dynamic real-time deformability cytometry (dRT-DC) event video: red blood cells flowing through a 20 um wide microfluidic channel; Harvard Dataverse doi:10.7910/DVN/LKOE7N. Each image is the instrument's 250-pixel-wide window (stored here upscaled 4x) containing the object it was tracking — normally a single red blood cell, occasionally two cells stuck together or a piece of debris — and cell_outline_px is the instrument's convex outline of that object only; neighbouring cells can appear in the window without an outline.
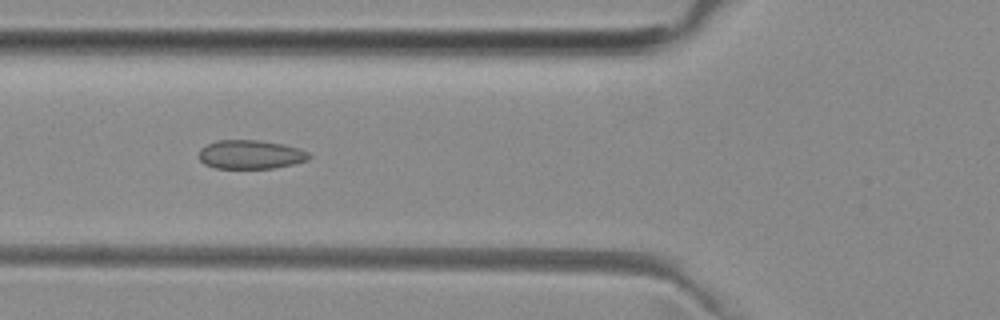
{"species": "common noctule bat (a hibernating species)", "species_latin": "Nyctalus noctula", "temperature_condition": "room temperature", "stored_images_in_passage": 52, "camera_frame_rate_fps": 3000, "um_per_image_px": 0.085, "animal": {"sex": "female", "body_mass_g": 29.2, "forearm_length_mm": 56.3}, "frame": {"image": 1, "passage_image": 19, "time_ms": 6.0, "image_size_px": [1000, 320], "cell_outline_px": [[312, 156], [308, 160], [292, 164], [272, 168], [216, 168], [204, 164], [200, 160], [200, 148], [216, 140], [256, 140], [284, 144], [308, 152]], "centroid_in_image_um": [21.29, 13.13], "position_along_channel_um": 104.5, "area_um2": 18.38}}
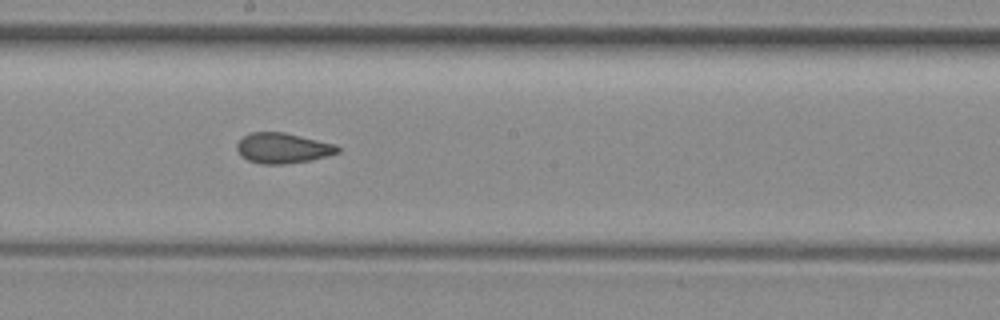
{"frame": {"image": 2, "passage_image": 28, "time_ms": 9.0, "image_size_px": [1000, 320], "cell_outline_px": [[340, 152], [312, 160], [284, 164], [260, 164], [248, 160], [240, 156], [236, 148], [236, 144], [244, 136], [252, 132], [284, 132], [336, 144], [340, 148]], "centroid_in_image_um": [24.03, 12.59], "position_along_channel_um": 224.2, "area_um2": 17.92}}
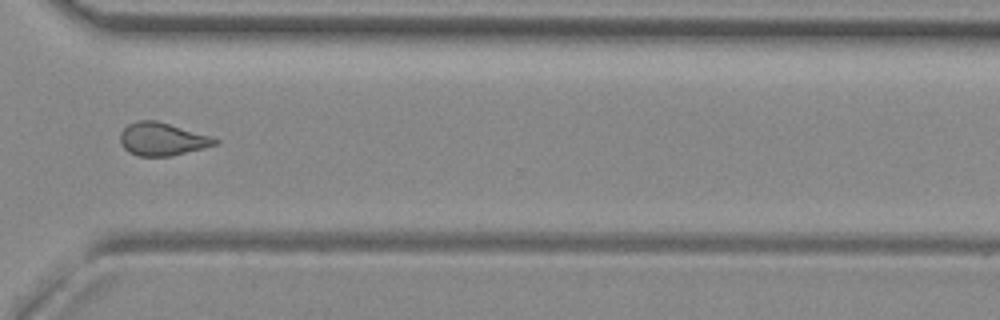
{"frame": {"image": 3, "passage_image": 38, "time_ms": 12.333, "image_size_px": [1000, 320], "cell_outline_px": [[220, 140], [216, 144], [204, 148], [172, 156], [136, 156], [128, 152], [120, 144], [120, 132], [128, 124], [136, 120], [156, 120], [212, 136]], "centroid_in_image_um": [13.77, 11.82], "position_along_channel_um": 356.8, "area_um2": 18.38}, "authors_computed_cell_mechanics": {"area_um2": 18.3515, "velocity_mm_per_s": 3.977, "shape_relaxation_time_tau1_ms": null, "shape_relaxation_time_tau2_ms": 1.9845, "deformation_change_tau1": null, "deformation_change_tau2": 0.0784}}